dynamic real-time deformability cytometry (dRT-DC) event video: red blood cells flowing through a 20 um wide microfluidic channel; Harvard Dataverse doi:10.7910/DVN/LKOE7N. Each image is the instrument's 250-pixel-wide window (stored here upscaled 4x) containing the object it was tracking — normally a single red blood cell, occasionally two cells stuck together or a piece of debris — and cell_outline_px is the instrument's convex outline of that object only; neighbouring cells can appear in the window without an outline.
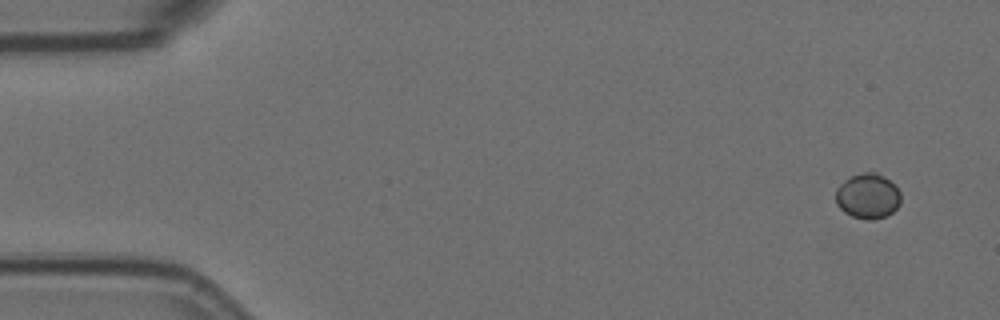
{"species": "Egyptian fruit bat (a non-hibernating species)", "species_latin": "Rousettus aegyptiacus", "temperature_condition": "room temperature", "stored_images_in_passage": 5, "camera_frame_rate_fps": 3000, "um_per_image_px": 0.085, "animal": {"sex": "female"}, "frame": {"image": 1, "passage_image": 1, "time_ms": 0.0, "image_size_px": [1000, 320], "cell_outline_px": [[900, 204], [892, 212], [884, 216], [872, 220], [852, 216], [844, 212], [836, 204], [836, 188], [844, 180], [852, 176], [864, 172], [876, 172], [884, 176], [900, 192]], "centroid_in_image_um": [73.74, 16.66], "position_along_channel_um": 11.3, "area_um2": 16.94}}
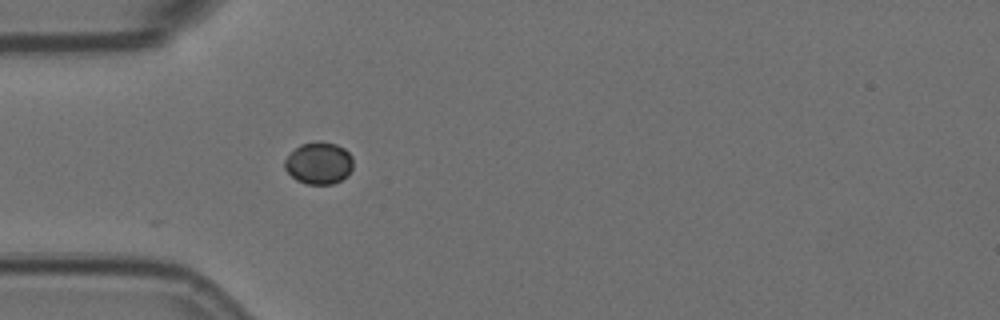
{"frame": {"image": 2, "passage_image": 5, "time_ms": 1.333, "image_size_px": [1000, 320], "cell_outline_px": [[352, 168], [348, 176], [332, 184], [308, 184], [296, 180], [284, 168], [284, 160], [300, 144], [336, 144], [344, 148], [352, 156]], "centroid_in_image_um": [27.11, 13.91], "position_along_channel_um": 57.9, "area_um2": 16.3}}